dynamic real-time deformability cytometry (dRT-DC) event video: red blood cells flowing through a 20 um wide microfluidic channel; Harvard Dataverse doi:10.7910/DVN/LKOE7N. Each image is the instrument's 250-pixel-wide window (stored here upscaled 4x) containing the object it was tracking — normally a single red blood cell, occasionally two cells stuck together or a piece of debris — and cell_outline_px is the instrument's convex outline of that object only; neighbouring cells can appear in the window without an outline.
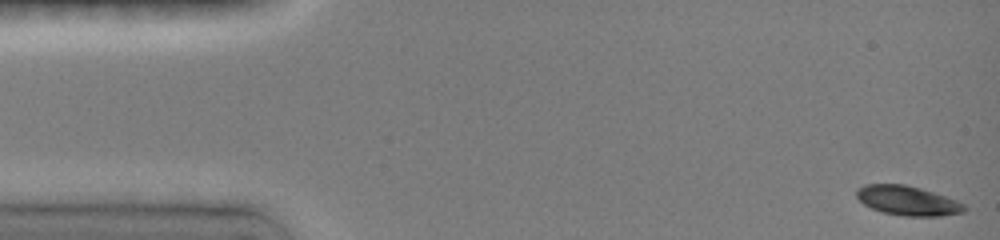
{"species": "common noctule bat (a hibernating species)", "species_latin": "Nyctalus noctula", "temperature_condition": "room temperature", "stored_images_in_passage": 83, "camera_frame_rate_fps": 3000, "um_per_image_px": 0.085, "animal": {"sex": "female", "body_mass_g": 19.0, "forearm_length_mm": 51.5}, "frame": {"image": 1, "passage_image": 1, "time_ms": 0.0, "image_size_px": [1000, 240], "cell_outline_px": [[968, 208], [964, 212], [940, 216], [904, 216], [884, 212], [872, 208], [864, 204], [856, 196], [856, 188], [864, 184], [904, 184], [920, 188], [956, 200], [964, 204]], "centroid_in_image_um": [77.14, 17.05], "position_along_channel_um": 7.9, "area_um2": 18.44}}
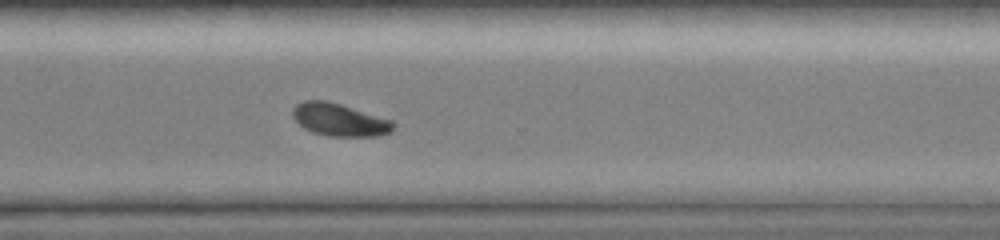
{"frame": {"image": 2, "passage_image": 57, "time_ms": 11.333, "image_size_px": [1000, 240], "cell_outline_px": [[396, 124], [392, 132], [376, 136], [328, 136], [312, 132], [304, 128], [292, 116], [292, 108], [296, 104], [304, 100], [328, 100], [392, 120]], "centroid_in_image_um": [28.86, 10.17], "position_along_channel_um": 341.7, "area_um2": 19.25}}
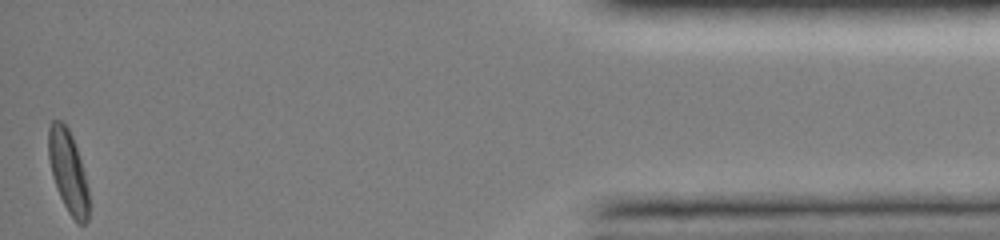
{"frame": {"image": 3, "passage_image": 81, "time_ms": 15.333, "image_size_px": [1000, 240], "cell_outline_px": [[88, 220], [84, 224], [76, 224], [68, 212], [60, 196], [52, 176], [48, 156], [48, 128], [52, 120], [60, 120], [68, 128], [72, 136], [80, 160], [88, 188]], "centroid_in_image_um": [5.77, 14.59], "position_along_channel_um": 429.4, "area_um2": 19.19}, "authors_computed_cell_mechanics": {"area_um2": 19.2474, "velocity_mm_per_s": 4.0043, "shape_relaxation_time_tau1_ms": 2.0042, "shape_relaxation_time_tau2_ms": null, "deformation_change_tau1": 0.1302, "deformation_change_tau2": null}}